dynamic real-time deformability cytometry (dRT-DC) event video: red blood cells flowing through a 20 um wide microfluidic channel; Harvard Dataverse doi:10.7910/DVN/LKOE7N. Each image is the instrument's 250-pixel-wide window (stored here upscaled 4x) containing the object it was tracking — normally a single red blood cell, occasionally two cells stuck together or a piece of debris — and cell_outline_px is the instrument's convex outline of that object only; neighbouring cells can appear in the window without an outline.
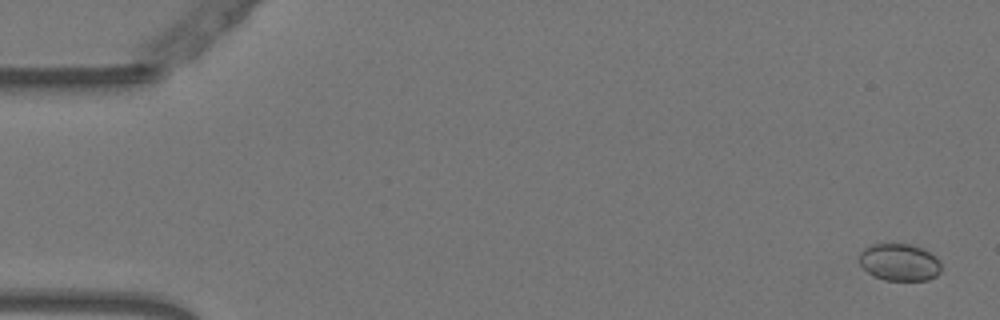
{"species": "Egyptian fruit bat (a non-hibernating species)", "species_latin": "Rousettus aegyptiacus", "temperature_condition": "warm", "stored_images_in_passage": 53, "camera_frame_rate_fps": 3000, "um_per_image_px": 0.085, "animal": {"sex": "female"}, "frame": {"image": 1, "passage_image": 1, "time_ms": 0.0, "image_size_px": [1000, 320], "cell_outline_px": [[940, 272], [936, 276], [928, 280], [884, 280], [872, 276], [860, 264], [860, 252], [864, 248], [872, 244], [908, 244], [924, 248], [936, 256], [940, 260]], "centroid_in_image_um": [76.47, 22.29], "position_along_channel_um": 8.5, "area_um2": 17.86}}
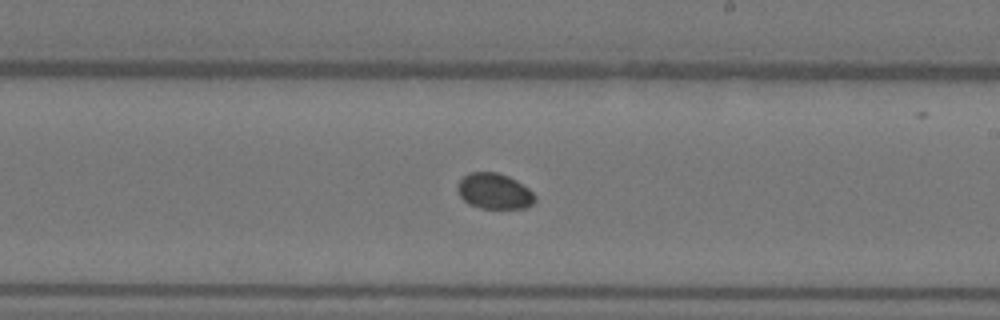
{"frame": {"image": 2, "passage_image": 31, "time_ms": 10.0, "image_size_px": [1000, 320], "cell_outline_px": [[536, 200], [532, 204], [524, 208], [480, 208], [468, 204], [460, 196], [456, 188], [456, 184], [468, 172], [496, 172], [508, 176], [516, 180], [528, 188], [536, 196]], "centroid_in_image_um": [41.99, 16.25], "position_along_channel_um": 247.0, "area_um2": 16.18}}
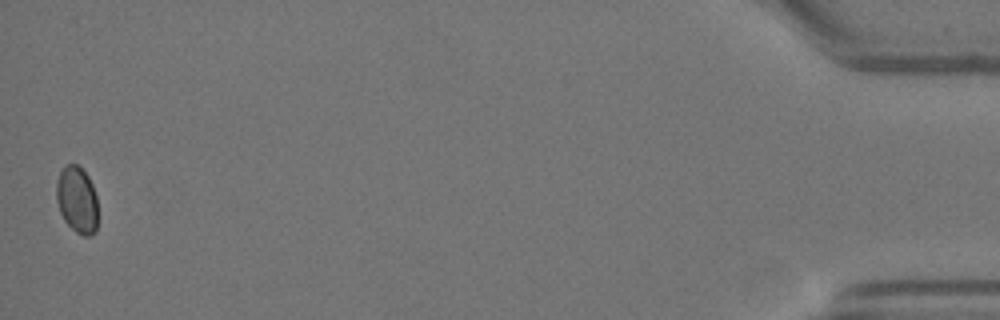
{"frame": {"image": 3, "passage_image": 53, "time_ms": 17.333, "image_size_px": [1000, 320], "cell_outline_px": [[96, 232], [92, 236], [84, 236], [76, 232], [64, 220], [60, 212], [56, 200], [56, 180], [64, 164], [76, 164], [88, 176], [92, 184], [96, 196]], "centroid_in_image_um": [6.53, 16.98], "position_along_channel_um": 428.7, "area_um2": 16.13}}